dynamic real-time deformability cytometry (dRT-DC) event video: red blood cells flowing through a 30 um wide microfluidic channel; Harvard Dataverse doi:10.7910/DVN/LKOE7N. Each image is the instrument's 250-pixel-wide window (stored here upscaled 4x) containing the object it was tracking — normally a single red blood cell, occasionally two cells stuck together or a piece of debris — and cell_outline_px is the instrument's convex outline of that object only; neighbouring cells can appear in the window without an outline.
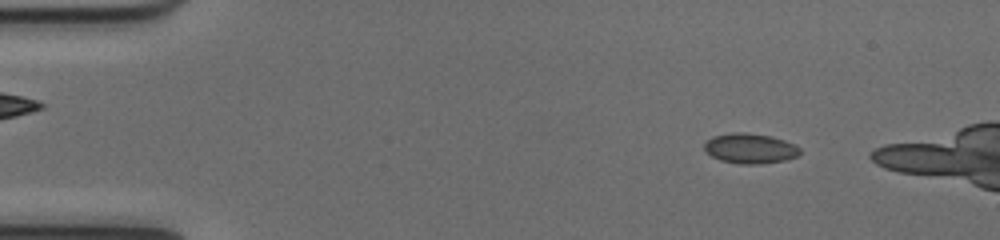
{"species": "common noctule bat (a hibernating species)", "species_latin": "Nyctalus noctula", "temperature_condition": "cold", "stored_images_in_passage": 45, "camera_frame_rate_fps": 3000, "um_per_image_px": 0.085, "animal": {"sex": "female", "body_mass_g": 17.0, "forearm_length_mm": 48.0}, "frame": {"image": 1, "passage_image": 6, "time_ms": 1.667, "image_size_px": [1000, 240], "cell_outline_px": [[800, 152], [796, 156], [784, 160], [760, 164], [740, 164], [720, 160], [704, 152], [704, 144], [712, 136], [736, 132], [744, 132], [768, 136], [784, 140], [800, 148]], "centroid_in_image_um": [63.71, 12.62], "position_along_channel_um": 21.3, "area_um2": 16.59}}
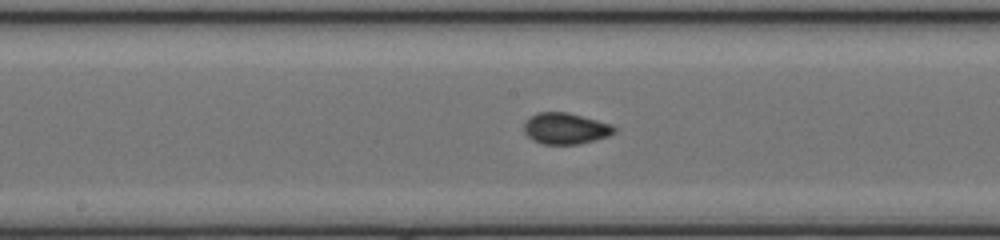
{"frame": {"image": 2, "passage_image": 26, "time_ms": 8.333, "image_size_px": [1000, 240], "cell_outline_px": [[616, 132], [608, 136], [596, 140], [580, 144], [544, 144], [532, 140], [524, 132], [524, 124], [532, 116], [540, 112], [564, 112], [612, 124], [616, 128]], "centroid_in_image_um": [48.09, 10.94], "position_along_channel_um": 200.1, "area_um2": 16.24}}
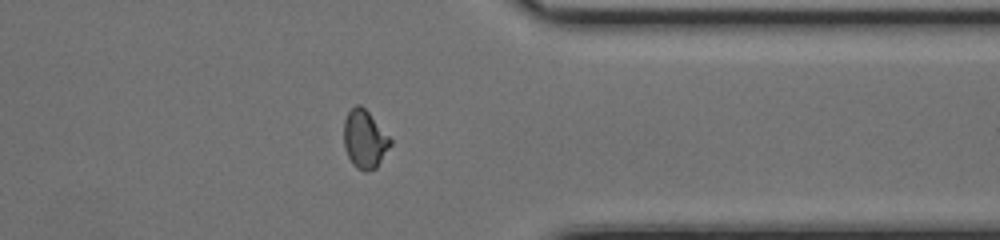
{"frame": {"image": 3, "passage_image": 40, "time_ms": 13.0, "image_size_px": [1000, 240], "cell_outline_px": [[392, 144], [376, 168], [356, 168], [352, 164], [344, 148], [344, 120], [348, 112], [356, 104], [360, 104], [368, 112], [392, 140]], "centroid_in_image_um": [30.98, 11.8], "position_along_channel_um": 380.4, "area_um2": 15.43}}